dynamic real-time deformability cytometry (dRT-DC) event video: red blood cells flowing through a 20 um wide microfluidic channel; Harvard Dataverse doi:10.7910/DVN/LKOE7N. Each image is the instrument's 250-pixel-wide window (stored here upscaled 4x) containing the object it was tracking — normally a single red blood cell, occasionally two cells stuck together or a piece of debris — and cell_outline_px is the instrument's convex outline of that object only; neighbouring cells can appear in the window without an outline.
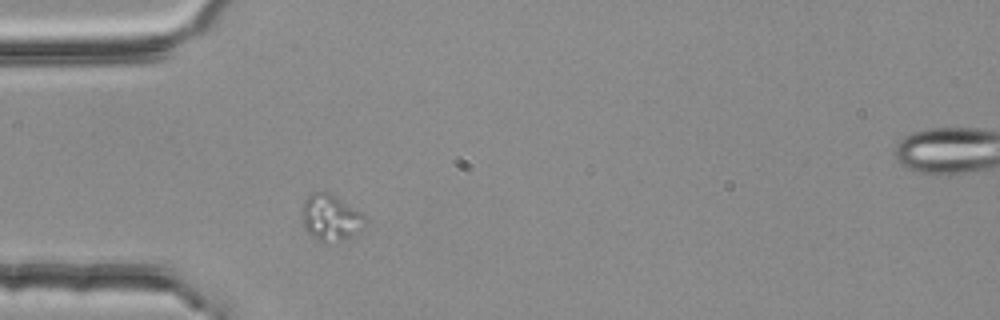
{"species": "common noctule bat (a hibernating species)", "species_latin": "Nyctalus noctula", "temperature_condition": "room temperature", "stored_images_in_passage": 1, "camera_frame_rate_fps": 3000, "um_per_image_px": 0.085, "animal": {"sex": "female", "body_mass_g": 25.1}, "frame": {"image": 1, "passage_image": 1, "time_ms": 0.0, "image_size_px": [1000, 320], "cell_outline_px": [[368, 220], [348, 236], [340, 240], [328, 244], [320, 244], [304, 228], [304, 200], [312, 192], [328, 192], [364, 212], [368, 216]], "centroid_in_image_um": [28.12, 18.5], "position_along_channel_um": 56.9, "area_um2": 16.82}}